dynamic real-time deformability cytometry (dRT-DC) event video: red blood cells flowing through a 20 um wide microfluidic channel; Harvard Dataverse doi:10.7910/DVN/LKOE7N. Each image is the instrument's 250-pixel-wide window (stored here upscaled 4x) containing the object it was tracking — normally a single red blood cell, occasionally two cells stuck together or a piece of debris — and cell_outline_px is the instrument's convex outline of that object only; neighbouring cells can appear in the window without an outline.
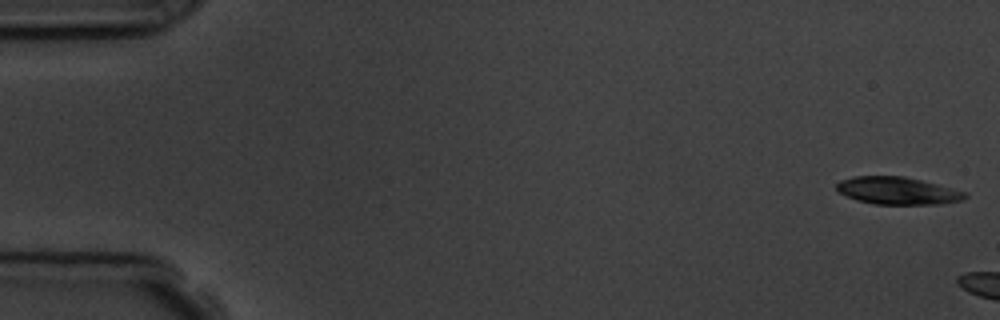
{"species": "common noctule bat (a hibernating species)", "species_latin": "Nyctalus noctula", "temperature_condition": "room temperature", "stored_images_in_passage": 3, "camera_frame_rate_fps": 3000, "um_per_image_px": 0.085, "animal": {"sex": "male", "body_mass_g": 19.5, "forearm_length_mm": 54.6}, "frame": {"image": 1, "passage_image": 1, "time_ms": 0.0, "image_size_px": [1000, 320], "cell_outline_px": [[968, 196], [964, 200], [940, 204], [872, 204], [856, 200], [840, 192], [836, 188], [836, 184], [840, 180], [852, 176], [904, 176], [968, 192]], "centroid_in_image_um": [76.31, 16.21], "position_along_channel_um": 8.7, "area_um2": 20.58}}